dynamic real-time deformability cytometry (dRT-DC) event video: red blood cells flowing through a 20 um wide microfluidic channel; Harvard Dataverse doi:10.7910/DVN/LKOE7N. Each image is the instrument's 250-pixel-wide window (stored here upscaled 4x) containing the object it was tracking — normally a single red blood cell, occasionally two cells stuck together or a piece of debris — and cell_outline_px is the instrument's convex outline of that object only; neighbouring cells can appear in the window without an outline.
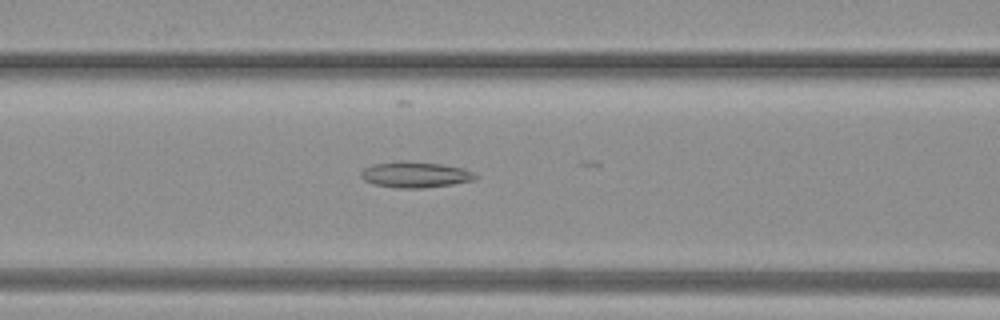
{"species": "common noctule bat (a hibernating species)", "species_latin": "Nyctalus noctula", "temperature_condition": "warm", "stored_images_in_passage": 33, "camera_frame_rate_fps": 3000, "um_per_image_px": 0.085, "animal": {"sex": "female", "body_mass_g": 19.3, "forearm_length_mm": 54.1}, "frame": {"image": 1, "passage_image": 10, "time_ms": 3.0, "image_size_px": [1000, 320], "cell_outline_px": [[480, 176], [476, 180], [452, 184], [424, 188], [396, 188], [376, 184], [364, 180], [360, 176], [360, 172], [364, 168], [372, 164], [396, 160], [408, 160], [440, 164], [464, 168]], "centroid_in_image_um": [35.3, 14.83], "position_along_channel_um": 131.3, "area_um2": 17.57}}
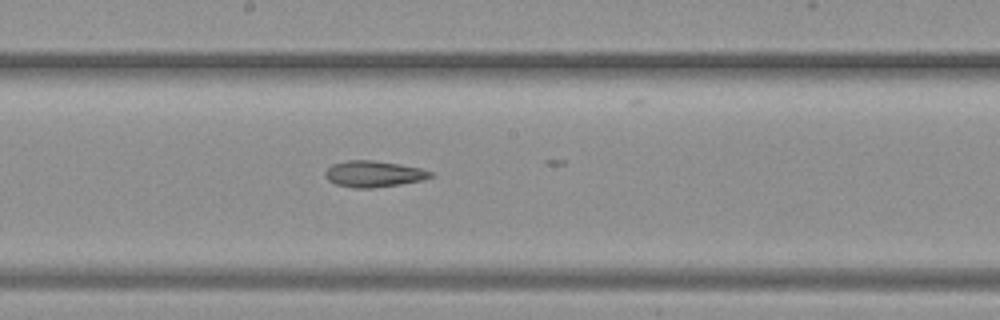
{"frame": {"image": 2, "passage_image": 15, "time_ms": 4.667, "image_size_px": [1000, 320], "cell_outline_px": [[436, 176], [424, 180], [400, 184], [372, 188], [356, 188], [336, 184], [328, 180], [324, 176], [324, 172], [332, 164], [348, 160], [372, 160], [400, 164], [420, 168], [432, 172]], "centroid_in_image_um": [31.78, 14.78], "position_along_channel_um": 216.4, "area_um2": 16.18}}
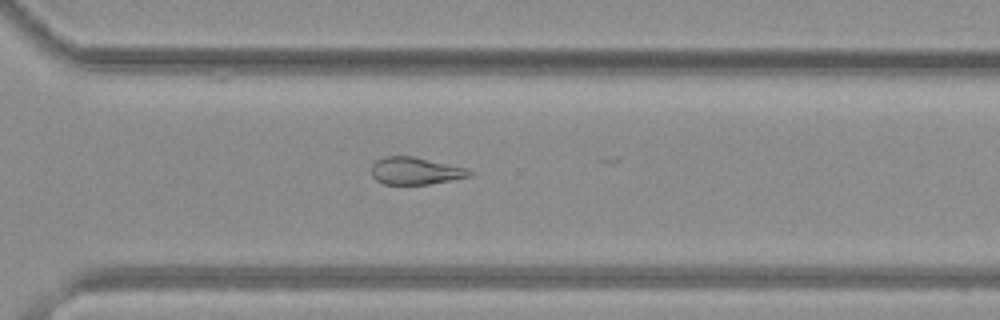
{"frame": {"image": 3, "passage_image": 22, "time_ms": 7.0, "image_size_px": [1000, 320], "cell_outline_px": [[476, 172], [472, 176], [428, 184], [384, 184], [376, 180], [372, 176], [372, 164], [376, 160], [384, 156], [412, 156], [464, 168]], "centroid_in_image_um": [35.29, 14.53], "position_along_channel_um": 335.3, "area_um2": 15.43}}